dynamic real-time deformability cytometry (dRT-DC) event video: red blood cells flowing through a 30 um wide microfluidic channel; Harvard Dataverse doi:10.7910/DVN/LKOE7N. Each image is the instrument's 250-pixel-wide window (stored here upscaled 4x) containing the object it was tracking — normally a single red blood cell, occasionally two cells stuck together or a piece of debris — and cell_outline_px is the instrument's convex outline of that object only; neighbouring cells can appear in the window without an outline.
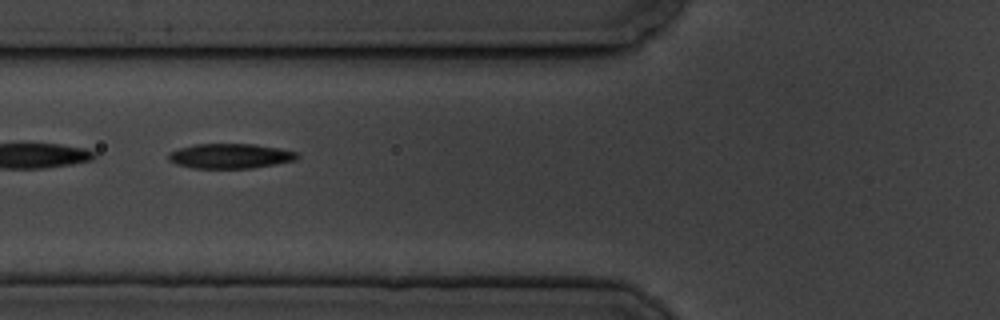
{"species": "common noctule bat (a hibernating species)", "species_latin": "Nyctalus noctula", "temperature_condition": "cold", "stored_images_in_passage": 7, "camera_frame_rate_fps": 3000, "um_per_image_px": 0.085, "animal": {"sex": "male", "body_mass_g": 19.5, "forearm_length_mm": 54.6}, "frame": {"image": 1, "passage_image": 6, "time_ms": 6.667, "image_size_px": [1000, 320], "cell_outline_px": [[300, 156], [296, 160], [276, 164], [252, 168], [192, 168], [176, 164], [168, 160], [168, 156], [172, 152], [180, 148], [196, 144], [252, 144], [276, 148], [296, 152]], "centroid_in_image_um": [19.57, 13.27], "position_along_channel_um": 106.2, "area_um2": 18.44}}